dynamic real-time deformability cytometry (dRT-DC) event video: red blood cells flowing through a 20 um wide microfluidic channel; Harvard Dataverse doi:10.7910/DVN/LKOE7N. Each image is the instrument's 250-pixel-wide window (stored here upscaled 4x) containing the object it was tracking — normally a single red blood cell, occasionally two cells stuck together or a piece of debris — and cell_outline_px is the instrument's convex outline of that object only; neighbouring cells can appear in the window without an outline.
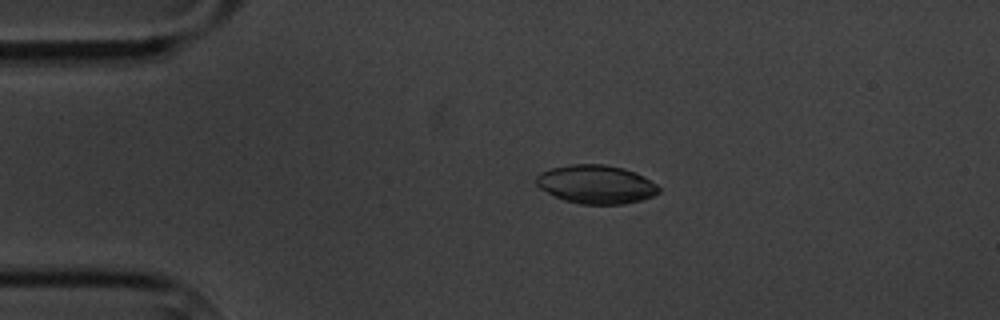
{"species": "common noctule bat (a hibernating species)", "species_latin": "Nyctalus noctula", "temperature_condition": "cold", "stored_images_in_passage": 9, "camera_frame_rate_fps": 3000, "um_per_image_px": 0.085, "animal": {"sex": "male", "body_mass_g": 20.1, "forearm_length_mm": 53.5}, "frame": {"image": 1, "passage_image": 4, "time_ms": 3.667, "image_size_px": [1000, 320], "cell_outline_px": [[660, 192], [652, 196], [640, 200], [624, 204], [580, 204], [564, 200], [540, 188], [536, 184], [536, 176], [540, 172], [552, 168], [572, 164], [604, 164], [624, 168], [636, 172], [644, 176], [656, 184], [660, 188]], "centroid_in_image_um": [50.68, 15.66], "position_along_channel_um": 34.3, "area_um2": 27.51}}
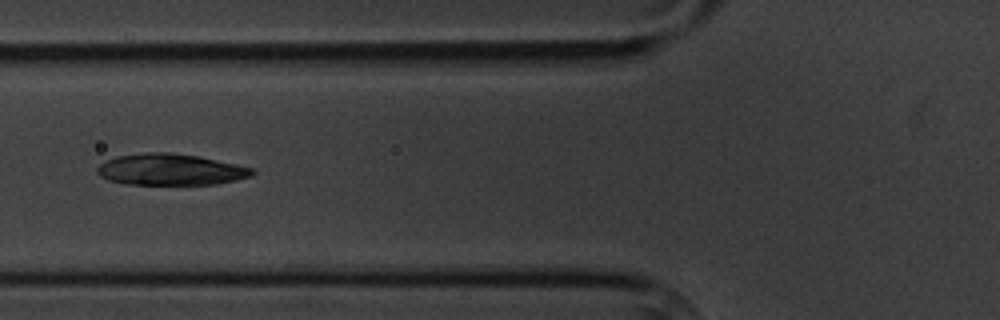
{"frame": {"image": 2, "passage_image": 7, "time_ms": 7.0, "image_size_px": [1000, 320], "cell_outline_px": [[256, 172], [252, 176], [236, 180], [216, 184], [124, 184], [108, 180], [100, 176], [96, 172], [96, 168], [104, 160], [116, 156], [144, 152], [168, 152], [196, 156], [236, 164], [252, 168]], "centroid_in_image_um": [14.45, 14.41], "position_along_channel_um": 111.4, "area_um2": 28.38}}
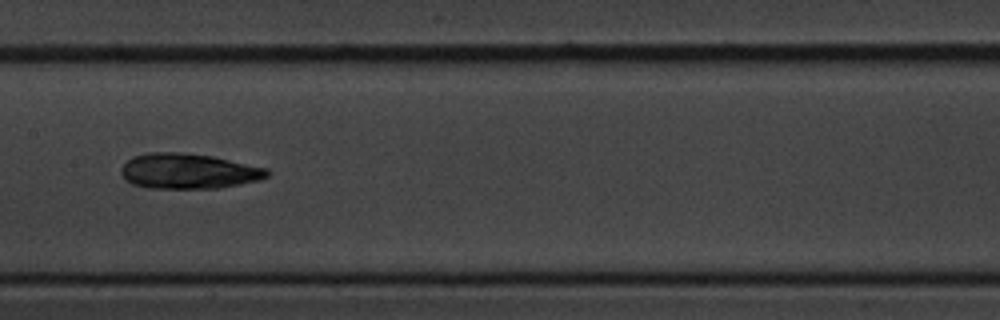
{"frame": {"image": 3, "passage_image": 9, "time_ms": 9.333, "image_size_px": [1000, 320], "cell_outline_px": [[268, 176], [256, 180], [220, 188], [148, 188], [132, 184], [124, 180], [120, 172], [120, 168], [132, 156], [148, 152], [180, 152], [212, 156], [268, 168]], "centroid_in_image_um": [15.95, 14.54], "position_along_channel_um": 191.4, "area_um2": 30.06}}